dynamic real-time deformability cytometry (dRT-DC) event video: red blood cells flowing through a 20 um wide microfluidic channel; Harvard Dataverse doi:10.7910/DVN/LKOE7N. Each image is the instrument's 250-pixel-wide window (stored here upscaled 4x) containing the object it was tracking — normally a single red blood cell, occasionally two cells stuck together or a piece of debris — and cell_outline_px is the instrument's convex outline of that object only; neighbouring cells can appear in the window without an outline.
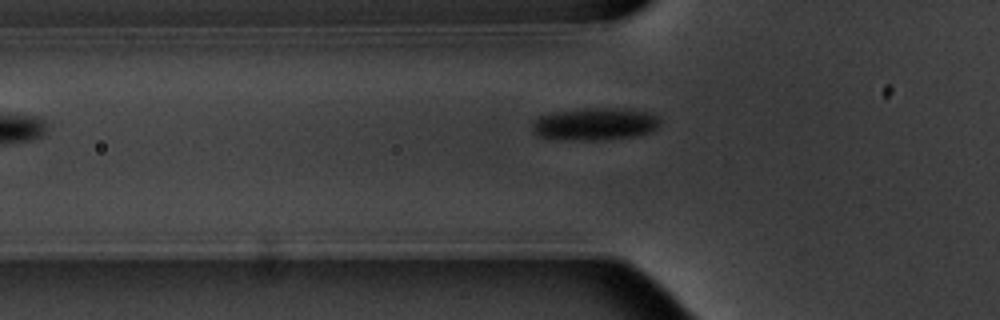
{"species": "common noctule bat (a hibernating species)", "species_latin": "Nyctalus noctula", "temperature_condition": "warm", "stored_images_in_passage": 5, "camera_frame_rate_fps": 3000, "um_per_image_px": 0.085, "animal": {"sex": "male", "body_mass_g": 20.1, "forearm_length_mm": 53.5}, "frame": {"image": 1, "passage_image": 5, "time_ms": 5.333, "image_size_px": [1000, 320], "cell_outline_px": [[660, 124], [656, 128], [648, 132], [636, 136], [596, 140], [572, 140], [544, 136], [536, 132], [532, 124], [540, 116], [556, 112], [584, 108], [628, 108], [648, 112], [656, 116], [660, 120]], "centroid_in_image_um": [50.66, 10.52], "position_along_channel_um": 75.1, "area_um2": 23.7}}